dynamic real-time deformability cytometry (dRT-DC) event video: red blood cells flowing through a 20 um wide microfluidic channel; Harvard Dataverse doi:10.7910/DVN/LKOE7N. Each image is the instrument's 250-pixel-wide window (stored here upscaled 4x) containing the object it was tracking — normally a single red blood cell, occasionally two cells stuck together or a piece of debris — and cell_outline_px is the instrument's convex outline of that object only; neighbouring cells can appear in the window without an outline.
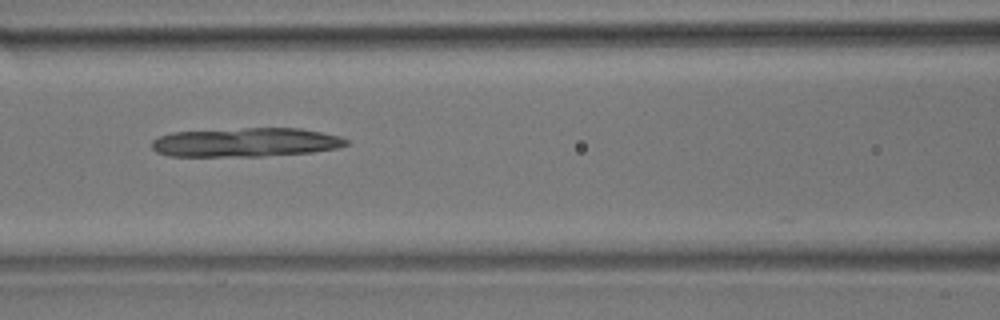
{"species": "common noctule bat (a hibernating species)", "species_latin": "Nyctalus noctula", "temperature_condition": "room temperature", "stored_images_in_passage": 48, "camera_frame_rate_fps": 3000, "um_per_image_px": 0.085, "animal": {"sex": "male", "body_mass_g": 17.9}, "frame": {"image": 1, "passage_image": 22, "time_ms": 7.0, "image_size_px": [1000, 320], "cell_outline_px": [[348, 144], [340, 148], [312, 152], [264, 156], [168, 156], [156, 152], [152, 148], [152, 140], [160, 136], [172, 132], [244, 128], [300, 128], [340, 136], [348, 140]], "centroid_in_image_um": [20.9, 12.1], "position_along_channel_um": 145.7, "area_um2": 32.95}}
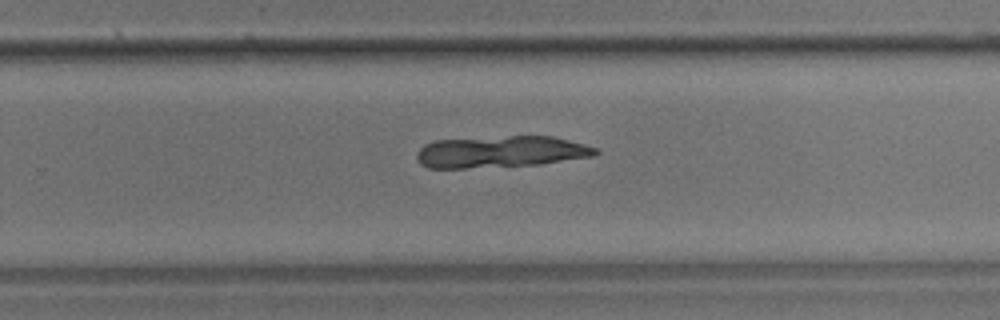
{"frame": {"image": 2, "passage_image": 33, "time_ms": 10.667, "image_size_px": [1000, 320], "cell_outline_px": [[600, 152], [592, 156], [540, 164], [464, 168], [428, 168], [420, 164], [416, 156], [416, 152], [424, 144], [436, 140], [512, 136], [552, 136], [584, 144], [596, 148]], "centroid_in_image_um": [42.53, 12.9], "position_along_channel_um": 287.3, "area_um2": 32.77}}
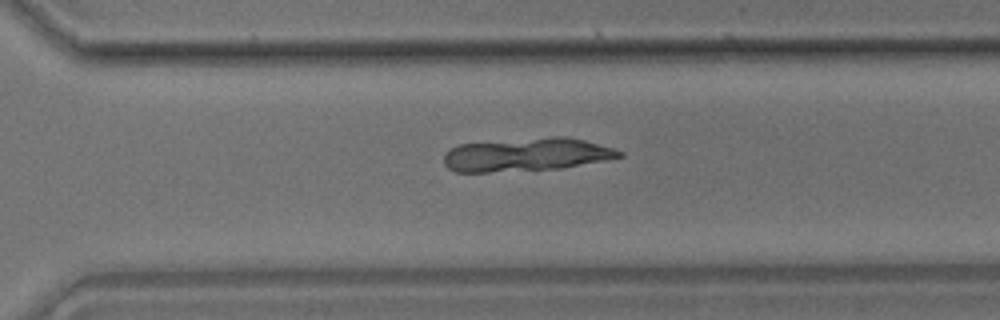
{"frame": {"image": 3, "passage_image": 36, "time_ms": 11.667, "image_size_px": [1000, 320], "cell_outline_px": [[624, 156], [604, 160], [560, 168], [488, 172], [456, 172], [448, 168], [444, 164], [444, 156], [452, 148], [460, 144], [552, 136], [564, 136], [584, 140], [612, 148], [624, 152]], "centroid_in_image_um": [44.75, 13.14], "position_along_channel_um": 325.8, "area_um2": 33.64}}